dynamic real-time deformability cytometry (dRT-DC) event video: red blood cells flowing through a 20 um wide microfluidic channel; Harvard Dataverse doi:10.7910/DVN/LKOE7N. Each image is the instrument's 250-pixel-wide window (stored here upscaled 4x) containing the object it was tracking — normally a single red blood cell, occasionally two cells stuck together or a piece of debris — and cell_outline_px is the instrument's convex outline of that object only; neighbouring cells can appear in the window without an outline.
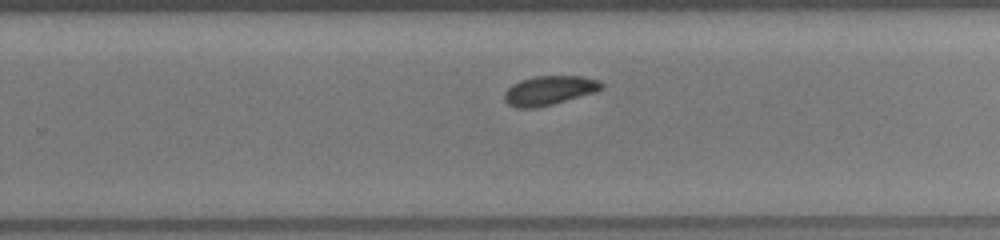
{"species": "common noctule bat (a hibernating species)", "species_latin": "Nyctalus noctula", "temperature_condition": "room temperature", "stored_images_in_passage": 24, "camera_frame_rate_fps": 3000, "um_per_image_px": 0.085, "animal": {"sex": "female", "body_mass_g": 19.5, "forearm_length_mm": 54.1}, "frame": {"image": 1, "passage_image": 17, "time_ms": 5.333, "image_size_px": [1000, 240], "cell_outline_px": [[604, 88], [596, 92], [552, 104], [536, 108], [516, 108], [508, 104], [504, 100], [504, 92], [512, 84], [520, 80], [536, 76], [584, 76], [600, 80], [604, 84]], "centroid_in_image_um": [46.7, 7.68], "position_along_channel_um": 283.1, "area_um2": 16.7}}